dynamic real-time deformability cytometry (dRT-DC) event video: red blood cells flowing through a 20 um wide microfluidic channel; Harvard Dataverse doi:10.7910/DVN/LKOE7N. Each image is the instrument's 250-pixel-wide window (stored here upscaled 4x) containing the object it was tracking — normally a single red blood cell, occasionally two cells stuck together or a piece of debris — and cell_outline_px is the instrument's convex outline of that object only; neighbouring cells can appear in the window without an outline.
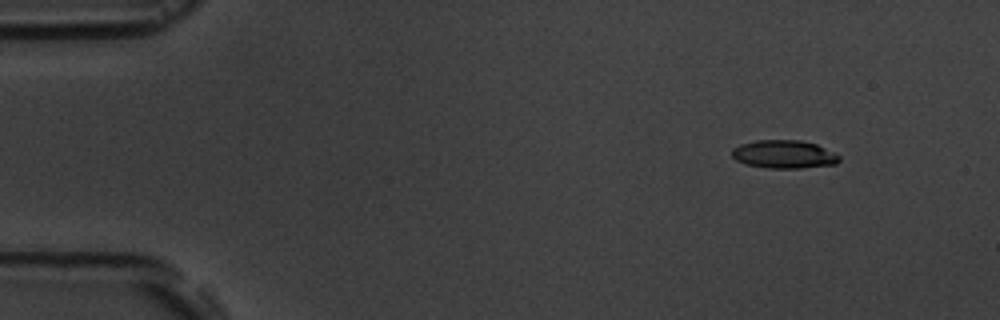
{"species": "common noctule bat (a hibernating species)", "species_latin": "Nyctalus noctula", "temperature_condition": "room temperature", "stored_images_in_passage": 4, "camera_frame_rate_fps": 3000, "um_per_image_px": 0.085, "animal": {"sex": "male", "body_mass_g": 19.5, "forearm_length_mm": 54.6}, "frame": {"image": 1, "passage_image": 1, "time_ms": 0.0, "image_size_px": [1000, 320], "cell_outline_px": [[840, 160], [836, 164], [800, 168], [768, 168], [744, 164], [736, 160], [732, 156], [732, 148], [740, 144], [756, 140], [800, 140], [816, 144], [840, 156]], "centroid_in_image_um": [66.61, 13.11], "position_along_channel_um": 18.4, "area_um2": 17.63}}
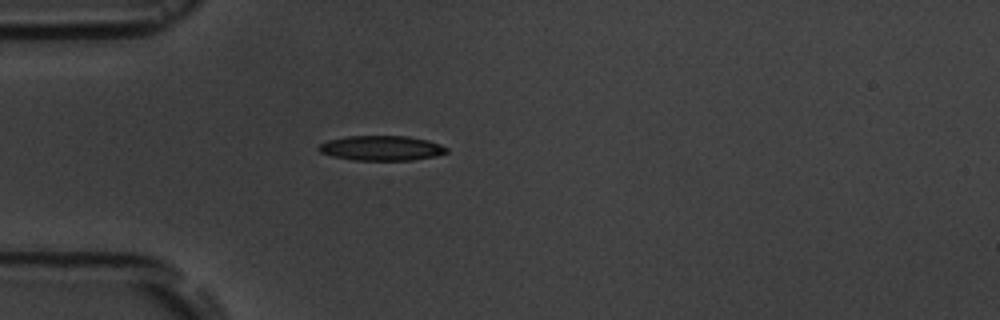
{"frame": {"image": 2, "passage_image": 4, "time_ms": 3.333, "image_size_px": [1000, 320], "cell_outline_px": [[448, 152], [436, 156], [412, 160], [356, 160], [332, 156], [320, 152], [316, 148], [320, 144], [328, 140], [348, 136], [408, 136], [428, 140], [440, 144], [448, 148]], "centroid_in_image_um": [32.44, 12.59], "position_along_channel_um": 52.6, "area_um2": 18.55}}